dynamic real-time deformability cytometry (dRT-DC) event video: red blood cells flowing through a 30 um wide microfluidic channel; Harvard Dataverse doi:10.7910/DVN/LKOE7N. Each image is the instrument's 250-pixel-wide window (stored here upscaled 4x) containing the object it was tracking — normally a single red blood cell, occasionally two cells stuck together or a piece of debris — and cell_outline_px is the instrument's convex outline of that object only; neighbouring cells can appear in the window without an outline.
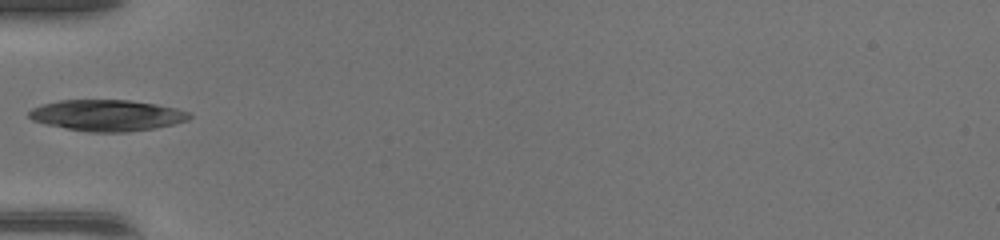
{"species": "common noctule bat (a hibernating species)", "species_latin": "Nyctalus noctula", "temperature_condition": "warm", "stored_images_in_passage": 32, "camera_frame_rate_fps": 3000, "um_per_image_px": 0.085, "animal": {"sex": "female", "body_mass_g": 17.0, "forearm_length_mm": 48.0}, "frame": {"image": 1, "passage_image": 1, "time_ms": 0.0, "image_size_px": [1000, 240], "cell_outline_px": [[192, 116], [188, 120], [156, 128], [128, 132], [88, 132], [44, 124], [32, 120], [28, 116], [28, 112], [32, 108], [44, 104], [60, 100], [128, 100], [156, 104], [176, 108], [188, 112]], "centroid_in_image_um": [9.08, 9.81], "position_along_channel_um": 75.9, "area_um2": 29.13}}
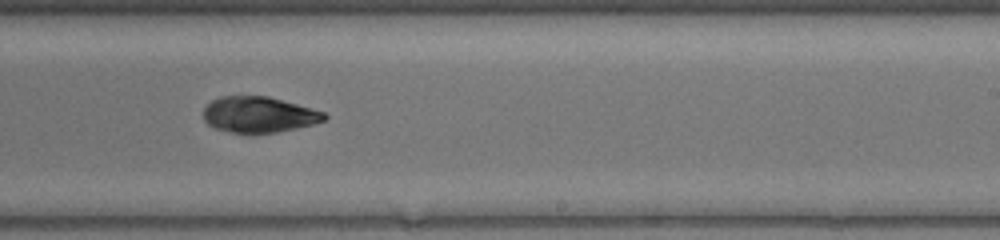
{"frame": {"image": 2, "passage_image": 14, "time_ms": 4.333, "image_size_px": [1000, 240], "cell_outline_px": [[328, 116], [324, 120], [312, 124], [296, 128], [276, 132], [232, 132], [216, 128], [208, 124], [204, 120], [204, 108], [212, 100], [220, 96], [268, 96], [324, 112]], "centroid_in_image_um": [21.98, 9.73], "position_along_channel_um": 267.0, "area_um2": 24.8}}
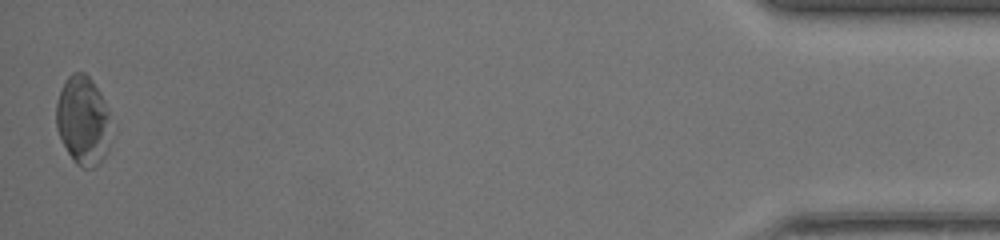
{"frame": {"image": 3, "passage_image": 31, "time_ms": 10.0, "image_size_px": [1000, 240], "cell_outline_px": [[108, 152], [92, 168], [84, 168], [76, 164], [60, 140], [56, 128], [56, 104], [60, 92], [68, 76], [72, 72], [84, 72], [92, 80], [100, 92], [108, 108]], "centroid_in_image_um": [7.02, 10.23], "position_along_channel_um": 428.2, "area_um2": 28.03}}